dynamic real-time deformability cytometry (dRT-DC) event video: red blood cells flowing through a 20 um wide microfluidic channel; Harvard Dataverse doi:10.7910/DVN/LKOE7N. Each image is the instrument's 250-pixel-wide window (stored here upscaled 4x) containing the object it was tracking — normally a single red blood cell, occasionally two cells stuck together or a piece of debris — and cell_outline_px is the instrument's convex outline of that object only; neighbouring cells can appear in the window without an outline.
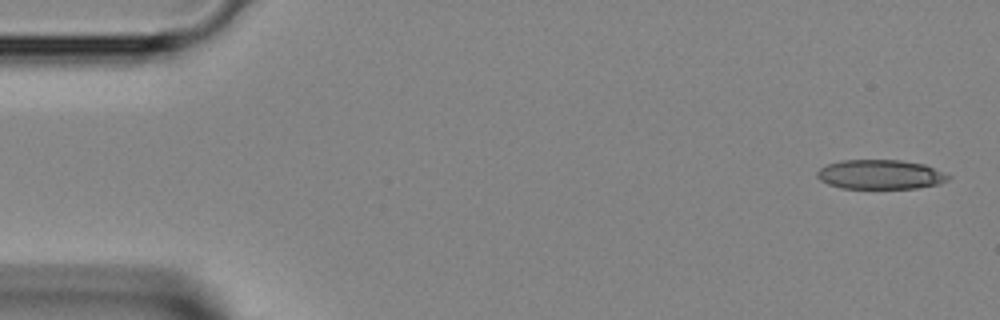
{"species": "Egyptian fruit bat (a non-hibernating species)", "species_latin": "Rousettus aegyptiacus", "temperature_condition": "room temperature", "stored_images_in_passage": 9, "camera_frame_rate_fps": 3000, "um_per_image_px": 0.085, "animal": {"sex": "female"}, "frame": {"image": 1, "passage_image": 1, "time_ms": 0.0, "image_size_px": [1000, 320], "cell_outline_px": [[952, 176], [948, 180], [936, 184], [916, 188], [840, 188], [828, 184], [820, 180], [816, 176], [816, 172], [820, 168], [828, 164], [844, 160], [900, 160], [924, 164]], "centroid_in_image_um": [74.81, 14.83], "position_along_channel_um": 10.2, "area_um2": 22.37}}